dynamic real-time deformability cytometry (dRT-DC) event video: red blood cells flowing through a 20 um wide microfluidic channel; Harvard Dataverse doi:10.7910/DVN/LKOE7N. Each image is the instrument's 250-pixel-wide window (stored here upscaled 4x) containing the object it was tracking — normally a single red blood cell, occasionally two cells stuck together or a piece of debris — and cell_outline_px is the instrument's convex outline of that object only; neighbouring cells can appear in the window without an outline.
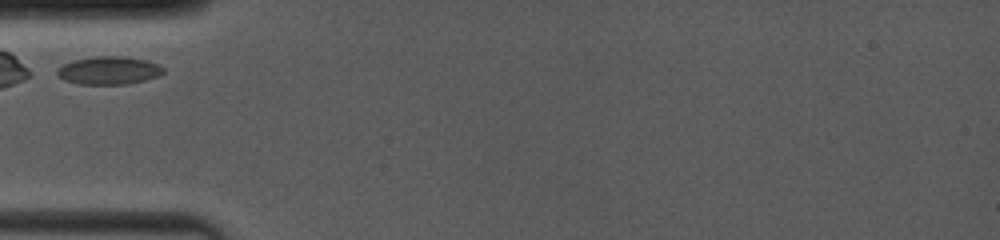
{"species": "common noctule bat (a hibernating species)", "species_latin": "Nyctalus noctula", "temperature_condition": "room temperature", "stored_images_in_passage": 5, "camera_frame_rate_fps": 4000, "um_per_image_px": 0.085, "animal": {"sex": "female", "body_mass_g": 19.0, "forearm_length_mm": 53.3}, "frame": {"image": 1, "passage_image": 1, "time_ms": 0.0, "image_size_px": [1000, 240], "cell_outline_px": [[164, 72], [156, 76], [144, 80], [128, 84], [80, 84], [64, 80], [56, 72], [56, 68], [72, 60], [96, 56], [120, 56], [148, 60], [160, 64], [164, 68]], "centroid_in_image_um": [9.25, 5.98], "position_along_channel_um": 75.7, "area_um2": 17.34}}